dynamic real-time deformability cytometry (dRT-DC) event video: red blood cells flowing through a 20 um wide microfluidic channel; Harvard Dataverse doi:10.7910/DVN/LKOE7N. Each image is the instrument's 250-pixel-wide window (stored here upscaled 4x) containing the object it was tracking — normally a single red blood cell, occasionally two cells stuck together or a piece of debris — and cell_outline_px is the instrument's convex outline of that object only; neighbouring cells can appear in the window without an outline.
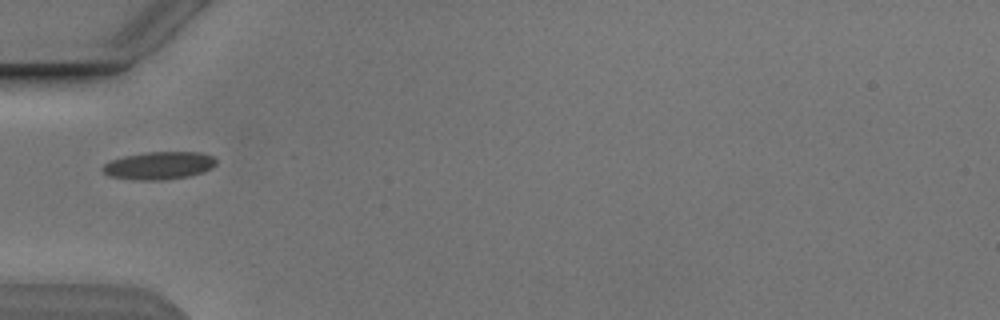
{"species": "Egyptian fruit bat (a non-hibernating species)", "species_latin": "Rousettus aegyptiacus", "temperature_condition": "cold", "stored_images_in_passage": 6, "camera_frame_rate_fps": 3000, "um_per_image_px": 0.085, "animal": {"sex": "male"}, "frame": {"image": 1, "passage_image": 3, "time_ms": 2.333, "image_size_px": [1000, 320], "cell_outline_px": [[216, 164], [212, 168], [204, 172], [188, 176], [164, 180], [140, 180], [108, 176], [100, 168], [104, 164], [112, 160], [124, 156], [148, 152], [200, 152], [212, 156], [216, 160]], "centroid_in_image_um": [13.53, 14.07], "position_along_channel_um": 71.5, "area_um2": 18.32}}
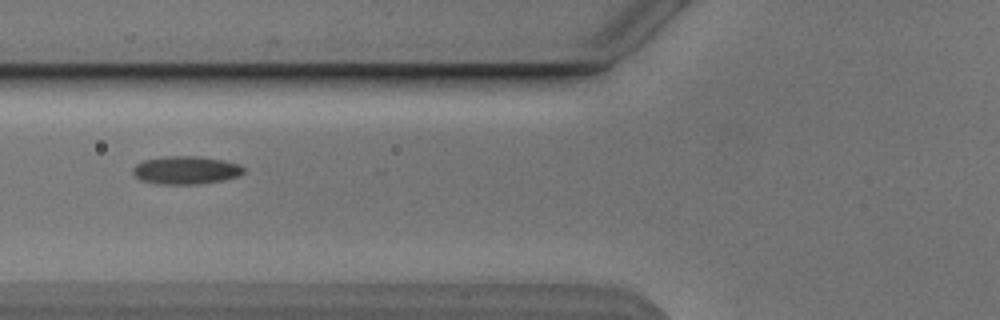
{"frame": {"image": 2, "passage_image": 4, "time_ms": 3.333, "image_size_px": [1000, 320], "cell_outline_px": [[244, 172], [236, 176], [224, 180], [196, 184], [156, 184], [140, 180], [132, 172], [132, 168], [136, 164], [144, 160], [164, 156], [200, 156], [224, 160], [240, 164], [244, 168]], "centroid_in_image_um": [15.78, 14.46], "position_along_channel_um": 110.0, "area_um2": 18.21}}
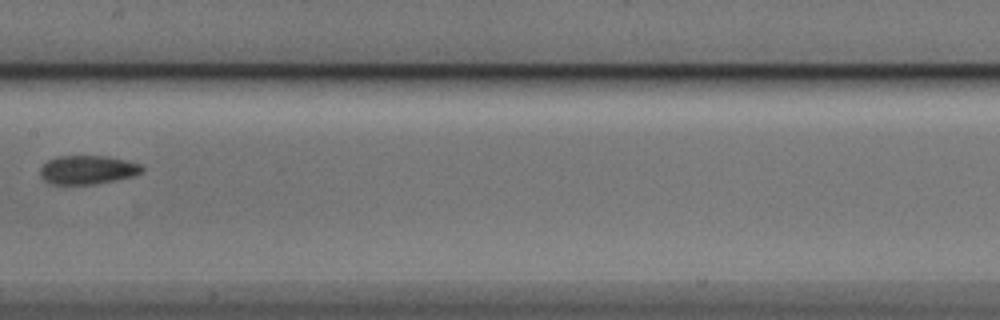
{"frame": {"image": 3, "passage_image": 6, "time_ms": 5.667, "image_size_px": [1000, 320], "cell_outline_px": [[144, 168], [140, 172], [132, 176], [116, 180], [96, 184], [48, 184], [40, 176], [40, 168], [48, 160], [56, 156], [108, 156], [140, 164]], "centroid_in_image_um": [7.4, 14.44], "position_along_channel_um": 200.0, "area_um2": 17.05}}